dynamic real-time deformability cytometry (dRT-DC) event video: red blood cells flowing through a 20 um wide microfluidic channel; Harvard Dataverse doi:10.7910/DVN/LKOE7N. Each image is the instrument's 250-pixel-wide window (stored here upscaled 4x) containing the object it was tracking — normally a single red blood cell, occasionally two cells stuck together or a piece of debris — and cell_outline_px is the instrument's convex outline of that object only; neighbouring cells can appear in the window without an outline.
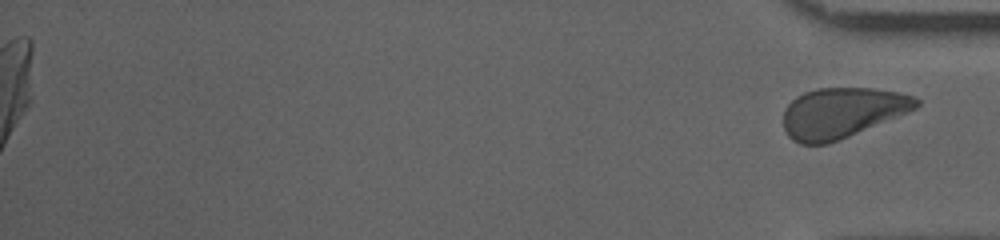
{"species": "human", "species_latin": "Homo sapiens", "temperature_condition": "cold", "stored_images_in_passage": 50, "segment_of_instrument_passage": [2, 2], "camera_frame_rate_fps": 3000, "um_per_image_px": 0.085, "donor": {"sex": "male"}, "frame": {"image": 1, "passage_image": 50, "time_ms": 16.333, "image_size_px": [1000, 240], "cell_outline_px": [[920, 104], [916, 108], [908, 112], [828, 144], [800, 144], [792, 140], [788, 136], [784, 128], [784, 108], [796, 96], [804, 92], [816, 88], [872, 88], [900, 92], [916, 96], [920, 100]], "centroid_in_image_um": [71.56, 9.57], "position_along_channel_um": 363.6, "area_um2": 38.96}}